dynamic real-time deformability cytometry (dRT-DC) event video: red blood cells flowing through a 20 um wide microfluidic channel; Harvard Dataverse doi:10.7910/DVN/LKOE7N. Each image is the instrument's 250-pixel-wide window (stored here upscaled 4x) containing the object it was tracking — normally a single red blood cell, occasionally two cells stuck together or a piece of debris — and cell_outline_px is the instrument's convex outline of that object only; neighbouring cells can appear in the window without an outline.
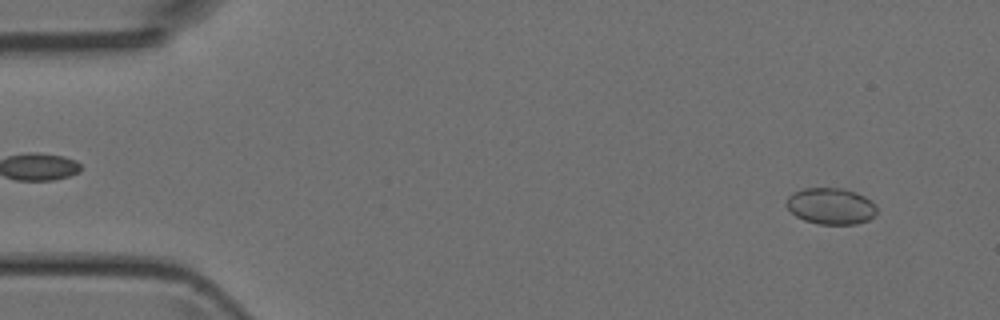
{"species": "Egyptian fruit bat (a non-hibernating species)", "species_latin": "Rousettus aegyptiacus", "temperature_condition": "room temperature", "stored_images_in_passage": 47, "segment_of_instrument_passage": [1, 2], "camera_frame_rate_fps": 3000, "um_per_image_px": 0.085, "animal": {"sex": "female"}, "frame": {"image": 1, "passage_image": 3, "time_ms": 0.667, "image_size_px": [1000, 320], "cell_outline_px": [[876, 212], [868, 220], [856, 224], [820, 224], [804, 220], [796, 216], [788, 208], [788, 196], [792, 192], [804, 188], [844, 188], [856, 192], [872, 200], [876, 208]], "centroid_in_image_um": [70.63, 17.51], "position_along_channel_um": 14.4, "area_um2": 19.07}}
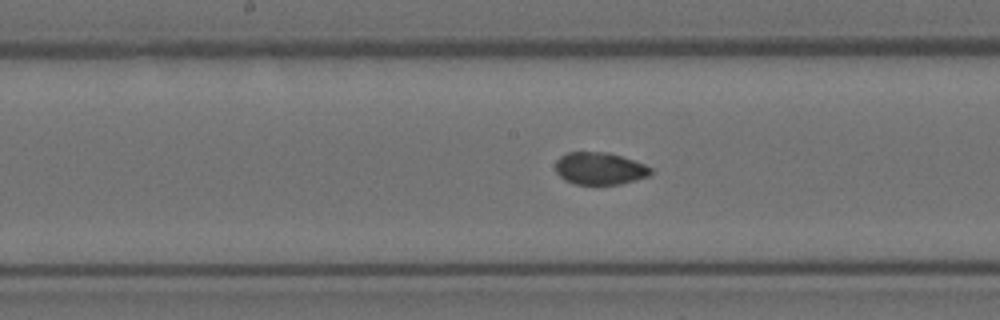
{"frame": {"image": 2, "passage_image": 23, "time_ms": 7.333, "image_size_px": [1000, 320], "cell_outline_px": [[652, 172], [648, 176], [636, 180], [620, 184], [576, 184], [564, 180], [556, 172], [556, 160], [560, 156], [568, 152], [608, 152], [644, 164], [652, 168]], "centroid_in_image_um": [50.96, 14.32], "position_along_channel_um": 197.2, "area_um2": 17.86}}
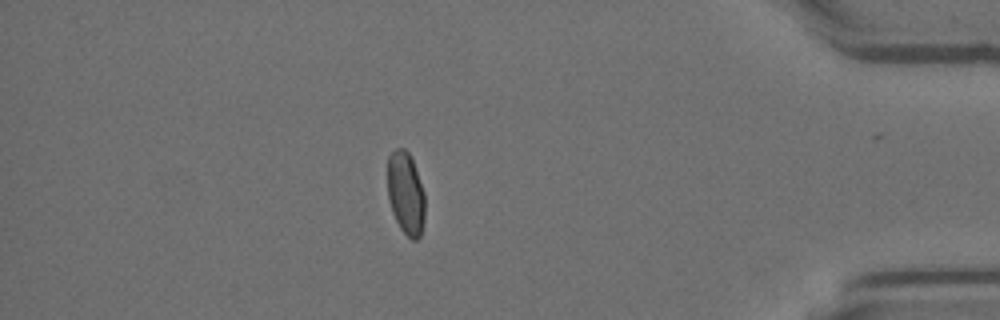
{"frame": {"image": 3, "passage_image": 40, "time_ms": 13.0, "image_size_px": [1000, 320], "cell_outline_px": [[424, 220], [420, 236], [416, 240], [412, 240], [400, 228], [392, 212], [388, 200], [388, 156], [396, 148], [404, 148], [412, 156], [424, 192]], "centroid_in_image_um": [34.49, 16.41], "position_along_channel_um": 400.7, "area_um2": 18.15}}